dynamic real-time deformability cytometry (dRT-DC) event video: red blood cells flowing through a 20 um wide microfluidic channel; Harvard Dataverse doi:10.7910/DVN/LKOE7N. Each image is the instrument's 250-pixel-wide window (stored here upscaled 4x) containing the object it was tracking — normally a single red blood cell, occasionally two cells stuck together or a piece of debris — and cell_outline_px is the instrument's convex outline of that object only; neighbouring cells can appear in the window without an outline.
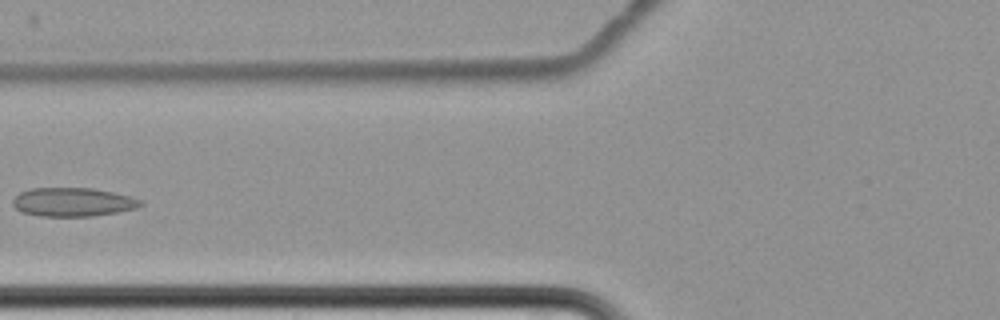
{"species": "common noctule bat (a hibernating species)", "species_latin": "Nyctalus noctula", "temperature_condition": "cold", "stored_images_in_passage": 10, "camera_frame_rate_fps": 3000, "um_per_image_px": 0.085, "animal": {"sex": "female", "body_mass_g": 22.7, "forearm_length_mm": 54.2}, "frame": {"image": 1, "passage_image": 10, "time_ms": 11.333, "image_size_px": [1000, 320], "cell_outline_px": [[144, 204], [136, 208], [116, 212], [92, 216], [40, 216], [20, 212], [12, 204], [12, 200], [20, 192], [28, 188], [92, 188], [112, 192], [144, 200]], "centroid_in_image_um": [6.17, 17.17], "position_along_channel_um": 119.6, "area_um2": 21.44}}